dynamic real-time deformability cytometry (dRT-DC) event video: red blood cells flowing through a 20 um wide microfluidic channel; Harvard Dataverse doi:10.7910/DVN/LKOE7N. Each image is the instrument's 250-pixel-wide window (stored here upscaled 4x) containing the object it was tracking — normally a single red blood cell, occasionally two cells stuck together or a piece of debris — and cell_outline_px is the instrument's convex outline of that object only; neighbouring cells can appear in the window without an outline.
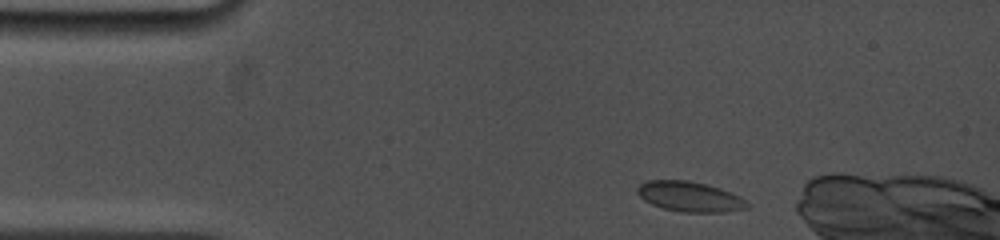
{"species": "common noctule bat (a hibernating species)", "species_latin": "Nyctalus noctula", "temperature_condition": "cold", "stored_images_in_passage": 24, "camera_frame_rate_fps": 5000, "um_per_image_px": 0.085, "animal": {"sex": "female", "body_mass_g": 19.0, "forearm_length_mm": 53.3}, "frame": {"image": 1, "passage_image": 1, "time_ms": 0.0, "image_size_px": [1000, 240], "cell_outline_px": [[748, 208], [724, 212], [680, 212], [664, 208], [652, 204], [644, 200], [636, 192], [636, 188], [640, 184], [648, 180], [688, 180], [720, 188], [732, 192], [740, 196], [748, 204]], "centroid_in_image_um": [58.62, 16.71], "position_along_channel_um": 26.4, "area_um2": 19.25}}
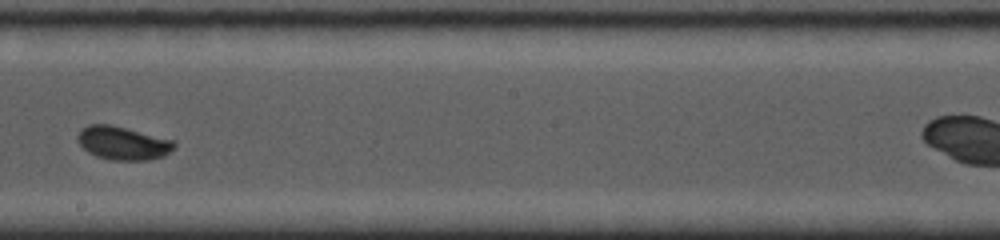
{"frame": {"image": 2, "passage_image": 13, "time_ms": 7.0, "image_size_px": [1000, 240], "cell_outline_px": [[176, 148], [164, 156], [148, 160], [112, 160], [96, 156], [88, 152], [76, 140], [76, 136], [80, 128], [88, 124], [112, 124], [172, 140], [176, 144]], "centroid_in_image_um": [10.42, 12.15], "position_along_channel_um": 237.8, "area_um2": 18.96}}
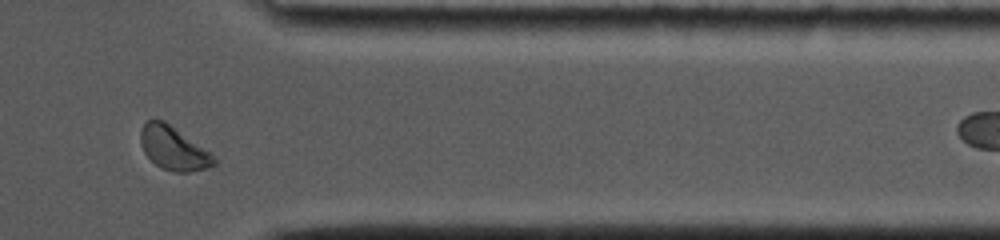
{"frame": {"image": 3, "passage_image": 20, "time_ms": 11.2, "image_size_px": [1000, 240], "cell_outline_px": [[216, 164], [208, 168], [188, 172], [176, 172], [160, 168], [144, 152], [140, 140], [140, 128], [148, 120], [164, 120], [212, 152], [216, 156]], "centroid_in_image_um": [14.78, 12.6], "position_along_channel_um": 396.6, "area_um2": 18.79}}